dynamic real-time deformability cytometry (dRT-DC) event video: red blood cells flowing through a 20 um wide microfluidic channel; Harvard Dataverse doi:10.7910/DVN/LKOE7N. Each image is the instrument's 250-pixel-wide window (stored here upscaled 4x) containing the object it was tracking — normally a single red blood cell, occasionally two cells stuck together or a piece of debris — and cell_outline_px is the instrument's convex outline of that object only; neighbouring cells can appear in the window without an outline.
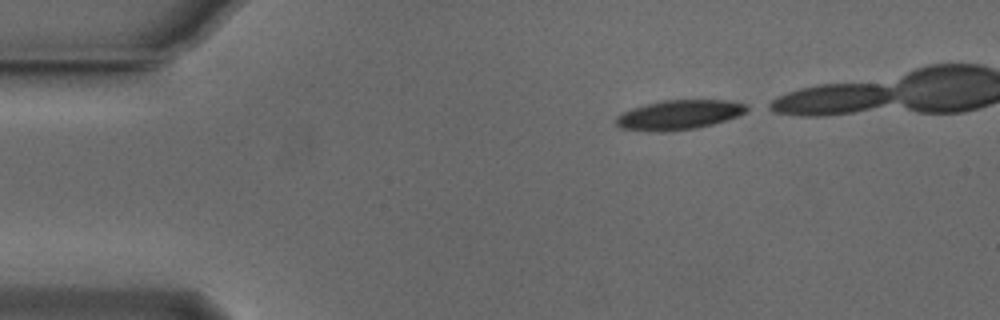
{"species": "Egyptian fruit bat (a non-hibernating species)", "species_latin": "Rousettus aegyptiacus", "temperature_condition": "cold", "stored_images_in_passage": 19, "camera_frame_rate_fps": 3000, "um_per_image_px": 0.085, "animal": {"sex": "male"}, "frame": {"image": 1, "passage_image": 1, "time_ms": 0.0, "image_size_px": [1000, 320], "cell_outline_px": [[752, 108], [736, 116], [712, 124], [696, 128], [660, 132], [620, 128], [616, 124], [616, 116], [632, 108], [644, 104], [664, 100], [728, 100], [748, 104]], "centroid_in_image_um": [57.73, 9.75], "position_along_channel_um": 27.3, "area_um2": 22.43}}
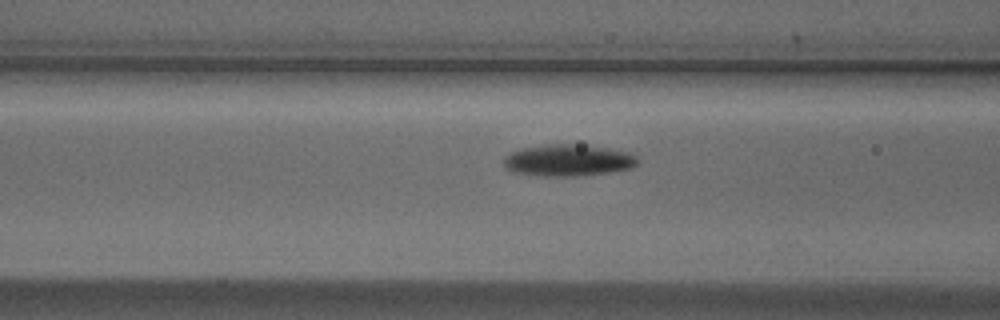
{"frame": {"image": 2, "passage_image": 13, "time_ms": 4.0, "image_size_px": [1000, 320], "cell_outline_px": [[640, 164], [632, 168], [608, 172], [576, 176], [540, 176], [516, 172], [508, 168], [504, 164], [504, 160], [508, 152], [524, 148], [548, 144], [572, 144], [608, 148], [632, 152], [636, 156]], "centroid_in_image_um": [48.35, 13.62], "position_along_channel_um": 118.3, "area_um2": 24.68}}
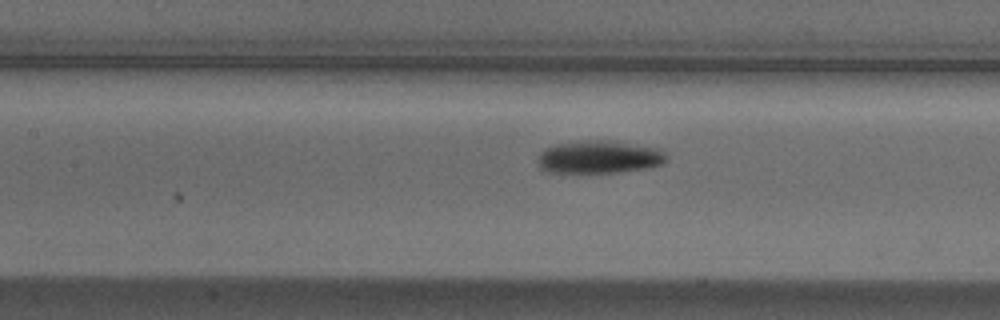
{"frame": {"image": 3, "passage_image": 16, "time_ms": 5.0, "image_size_px": [1000, 320], "cell_outline_px": [[668, 156], [660, 164], [644, 168], [620, 172], [548, 172], [540, 168], [536, 160], [540, 152], [544, 148], [556, 144], [584, 140], [608, 140], [664, 148]], "centroid_in_image_um": [50.92, 13.33], "position_along_channel_um": 156.5, "area_um2": 24.8}}